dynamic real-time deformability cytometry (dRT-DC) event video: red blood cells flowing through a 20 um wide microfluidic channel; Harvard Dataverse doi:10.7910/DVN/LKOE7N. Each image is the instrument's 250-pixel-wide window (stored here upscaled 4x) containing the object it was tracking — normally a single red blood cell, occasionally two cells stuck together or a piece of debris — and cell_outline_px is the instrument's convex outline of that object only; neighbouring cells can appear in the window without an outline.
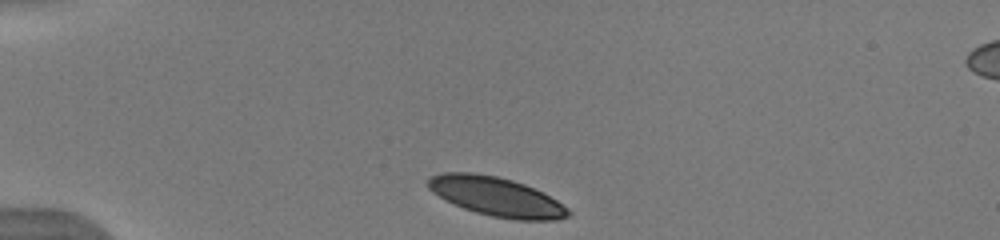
{"species": "human", "species_latin": "Homo sapiens", "temperature_condition": "warm", "stored_images_in_passage": 40, "camera_frame_rate_fps": 3000, "um_per_image_px": 0.085, "donor": {"sex": "male"}, "frame": {"image": 1, "passage_image": 1, "time_ms": 0.0, "image_size_px": [1000, 240], "cell_outline_px": [[572, 212], [568, 216], [556, 220], [516, 220], [492, 216], [476, 212], [464, 208], [432, 192], [428, 188], [428, 180], [432, 176], [444, 172], [476, 172], [496, 176], [512, 180], [524, 184], [544, 192], [568, 208]], "centroid_in_image_um": [42.23, 16.71], "position_along_channel_um": 42.8, "area_um2": 31.73}, "authors_computed_cell_mechanics": {"area_um2": 33.235, "velocity_mm_per_s": 3.8931, "shape_relaxation_time_tau1_ms": 2.0005, "shape_relaxation_time_tau2_ms": 6.1452, "deformation_change_tau1": 0.1014, "deformation_change_tau2": 0.147}}